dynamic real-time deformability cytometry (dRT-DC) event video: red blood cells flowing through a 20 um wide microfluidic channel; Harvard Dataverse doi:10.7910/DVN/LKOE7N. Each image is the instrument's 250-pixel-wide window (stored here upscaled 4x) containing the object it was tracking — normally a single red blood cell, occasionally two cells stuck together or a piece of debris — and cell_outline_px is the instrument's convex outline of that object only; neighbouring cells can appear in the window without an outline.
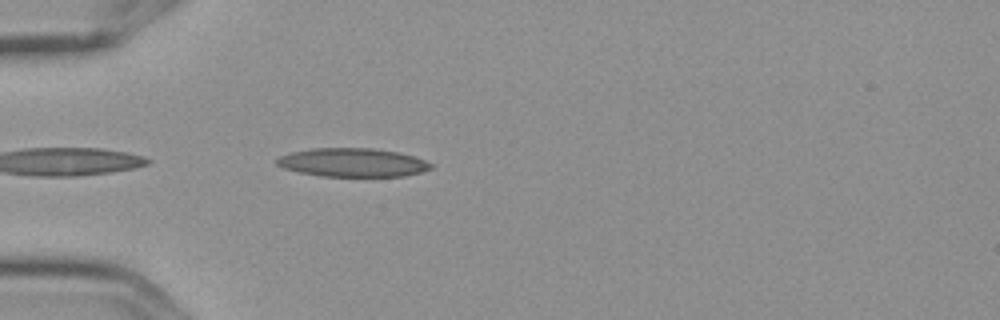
{"species": "Egyptian fruit bat (a non-hibernating species)", "species_latin": "Rousettus aegyptiacus", "temperature_condition": "cold", "stored_images_in_passage": 5, "camera_frame_rate_fps": 3000, "um_per_image_px": 0.085, "frame": {"image": 1, "passage_image": 5, "time_ms": 1.333, "image_size_px": [1000, 320], "cell_outline_px": [[436, 164], [432, 168], [420, 172], [404, 176], [320, 176], [300, 172], [284, 168], [276, 164], [276, 160], [280, 156], [292, 152], [312, 148], [372, 148], [400, 152]], "centroid_in_image_um": [30.0, 13.81], "position_along_channel_um": 55.0, "area_um2": 25.66}}